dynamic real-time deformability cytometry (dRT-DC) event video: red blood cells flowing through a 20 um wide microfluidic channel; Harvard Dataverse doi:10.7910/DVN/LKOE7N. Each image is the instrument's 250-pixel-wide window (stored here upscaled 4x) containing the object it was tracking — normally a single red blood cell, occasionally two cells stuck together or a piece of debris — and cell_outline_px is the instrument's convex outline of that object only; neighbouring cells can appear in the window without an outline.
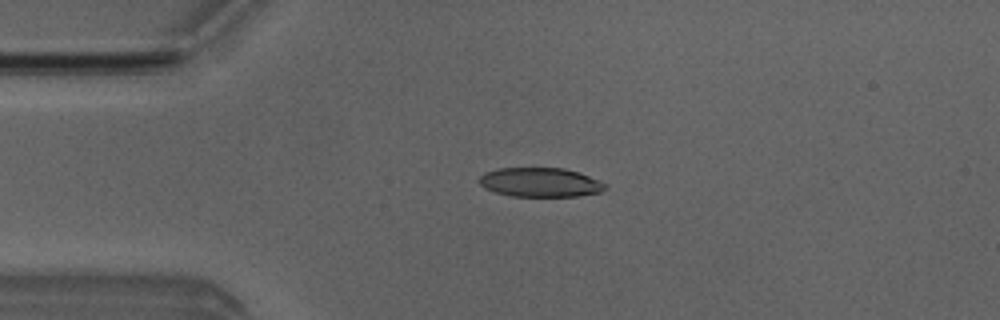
{"species": "Egyptian fruit bat (a non-hibernating species)", "species_latin": "Rousettus aegyptiacus", "temperature_condition": "room temperature", "stored_images_in_passage": 5, "camera_frame_rate_fps": 3000, "um_per_image_px": 0.085, "animal": {"sex": "male"}, "frame": {"image": 1, "passage_image": 2, "time_ms": 1.0, "image_size_px": [1000, 320], "cell_outline_px": [[608, 188], [600, 192], [580, 196], [512, 196], [496, 192], [484, 188], [476, 180], [484, 172], [496, 168], [564, 168], [580, 172], [600, 180], [608, 184]], "centroid_in_image_um": [45.94, 15.49], "position_along_channel_um": 39.1, "area_um2": 21.79}}